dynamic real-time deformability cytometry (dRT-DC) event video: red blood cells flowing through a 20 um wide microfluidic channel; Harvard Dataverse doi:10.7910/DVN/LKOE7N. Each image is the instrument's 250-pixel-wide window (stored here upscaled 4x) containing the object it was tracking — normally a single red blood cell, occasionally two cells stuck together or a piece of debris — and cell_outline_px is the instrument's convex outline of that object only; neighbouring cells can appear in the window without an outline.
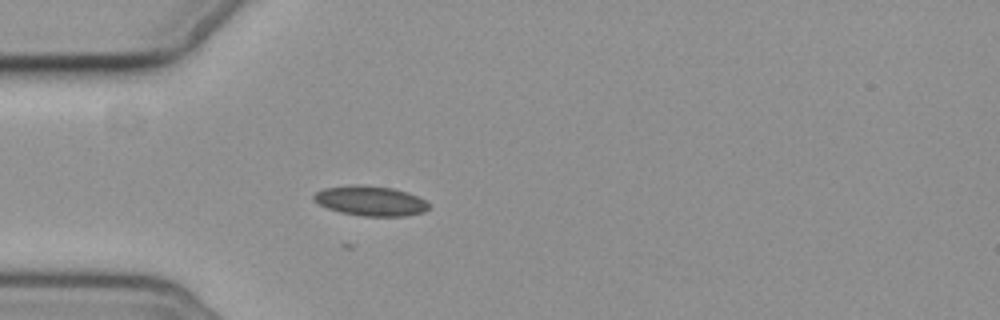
{"species": "common noctule bat (a hibernating species)", "species_latin": "Nyctalus noctula", "temperature_condition": "cold", "stored_images_in_passage": 4, "camera_frame_rate_fps": 3000, "um_per_image_px": 0.085, "animal": {"sex": "female", "body_mass_g": 19.3, "forearm_length_mm": 54.1}, "frame": {"image": 1, "passage_image": 4, "time_ms": 4.333, "image_size_px": [1000, 320], "cell_outline_px": [[428, 208], [424, 212], [404, 216], [360, 216], [340, 212], [328, 208], [312, 200], [312, 196], [316, 192], [324, 188], [360, 184], [392, 188], [408, 192], [424, 200], [428, 204]], "centroid_in_image_um": [31.46, 17.07], "position_along_channel_um": 53.5, "area_um2": 19.94}}